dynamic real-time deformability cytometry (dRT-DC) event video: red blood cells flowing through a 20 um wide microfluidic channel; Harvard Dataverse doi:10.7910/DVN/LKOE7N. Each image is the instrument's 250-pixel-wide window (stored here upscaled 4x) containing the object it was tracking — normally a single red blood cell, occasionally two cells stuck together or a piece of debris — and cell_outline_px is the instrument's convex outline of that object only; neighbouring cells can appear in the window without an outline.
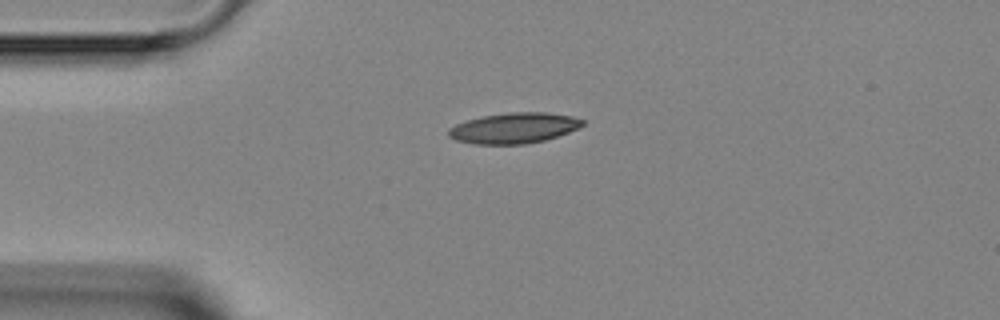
{"species": "Egyptian fruit bat (a non-hibernating species)", "species_latin": "Rousettus aegyptiacus", "temperature_condition": "room temperature", "stored_images_in_passage": 4, "camera_frame_rate_fps": 3000, "um_per_image_px": 0.085, "animal": {"sex": "female"}, "frame": {"image": 1, "passage_image": 4, "time_ms": 3.333, "image_size_px": [1000, 320], "cell_outline_px": [[584, 124], [568, 132], [544, 140], [524, 144], [472, 144], [456, 140], [448, 136], [448, 128], [456, 124], [468, 120], [484, 116], [508, 112], [548, 112], [572, 116], [584, 120]], "centroid_in_image_um": [43.66, 10.88], "position_along_channel_um": 41.3, "area_um2": 23.76}}